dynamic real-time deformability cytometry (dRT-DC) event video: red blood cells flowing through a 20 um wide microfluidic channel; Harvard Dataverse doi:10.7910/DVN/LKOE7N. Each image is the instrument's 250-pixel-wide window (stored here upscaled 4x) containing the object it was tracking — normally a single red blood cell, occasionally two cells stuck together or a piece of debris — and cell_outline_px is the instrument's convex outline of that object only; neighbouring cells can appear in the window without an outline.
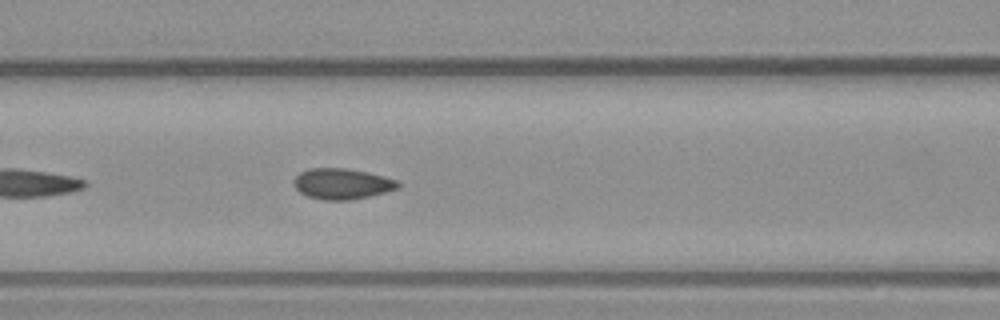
{"species": "common noctule bat (a hibernating species)", "species_latin": "Nyctalus noctula", "temperature_condition": "warm", "stored_images_in_passage": 24, "camera_frame_rate_fps": 3000, "um_per_image_px": 0.085, "animal": {"sex": "male", "body_mass_g": 23.1, "forearm_length_mm": 52.7}, "frame": {"image": 1, "passage_image": 8, "time_ms": 2.333, "image_size_px": [1000, 320], "cell_outline_px": [[400, 188], [368, 196], [348, 200], [324, 200], [308, 196], [300, 192], [296, 188], [296, 176], [300, 172], [308, 168], [348, 168], [368, 172], [400, 180]], "centroid_in_image_um": [29.13, 15.61], "position_along_channel_um": 137.5, "area_um2": 18.61}}